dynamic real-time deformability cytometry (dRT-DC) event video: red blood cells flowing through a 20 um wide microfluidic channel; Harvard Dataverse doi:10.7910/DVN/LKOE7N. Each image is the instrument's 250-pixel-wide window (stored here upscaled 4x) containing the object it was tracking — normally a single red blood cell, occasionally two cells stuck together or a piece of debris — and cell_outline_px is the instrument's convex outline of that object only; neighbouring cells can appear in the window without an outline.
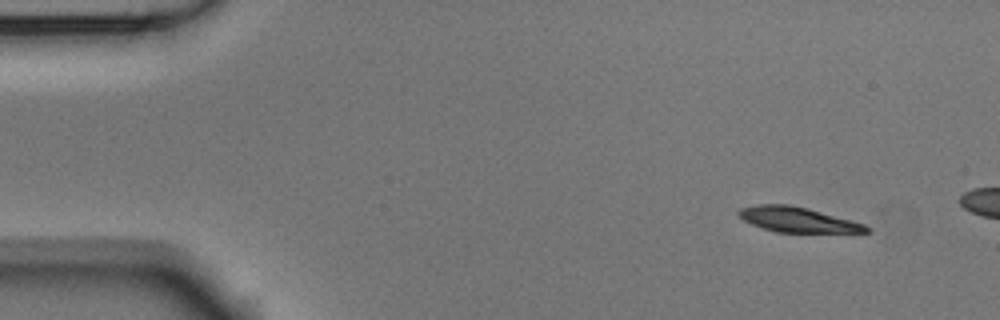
{"species": "Egyptian fruit bat (a non-hibernating species)", "species_latin": "Rousettus aegyptiacus", "temperature_condition": "room temperature", "stored_images_in_passage": 3, "camera_frame_rate_fps": 3000, "um_per_image_px": 0.085, "animal": {"sex": "male"}, "frame": {"image": 1, "passage_image": 1, "time_ms": 0.0, "image_size_px": [1000, 320], "cell_outline_px": [[872, 232], [776, 232], [752, 224], [744, 220], [736, 212], [740, 208], [760, 204], [788, 204], [808, 208], [852, 220], [864, 224], [872, 228]], "centroid_in_image_um": [67.83, 18.66], "position_along_channel_um": 17.2, "area_um2": 18.55}}